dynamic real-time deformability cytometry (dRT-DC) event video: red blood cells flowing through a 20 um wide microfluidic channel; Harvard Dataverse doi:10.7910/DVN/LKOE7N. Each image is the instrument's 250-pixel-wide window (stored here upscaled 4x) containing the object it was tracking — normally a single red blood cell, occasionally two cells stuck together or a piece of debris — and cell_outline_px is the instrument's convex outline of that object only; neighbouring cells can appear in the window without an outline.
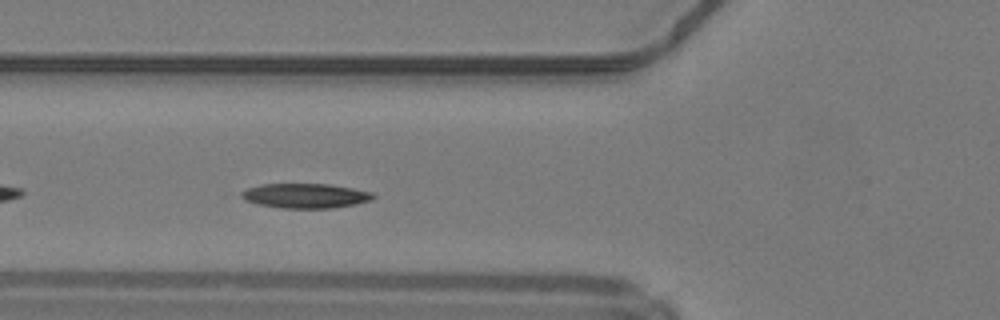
{"species": "common noctule bat (a hibernating species)", "species_latin": "Nyctalus noctula", "temperature_condition": "warm", "stored_images_in_passage": 29, "camera_frame_rate_fps": 3000, "um_per_image_px": 0.085, "animal": {"sex": "male", "body_mass_g": 19.2, "forearm_length_mm": 51.8}, "frame": {"image": 1, "passage_image": 5, "time_ms": 1.333, "image_size_px": [1000, 320], "cell_outline_px": [[376, 196], [372, 200], [356, 204], [332, 208], [284, 208], [260, 204], [244, 200], [240, 196], [240, 192], [248, 188], [260, 184], [328, 184], [352, 188], [372, 192]], "centroid_in_image_um": [25.97, 16.64], "position_along_channel_um": 99.8, "area_um2": 18.9}, "authors_computed_cell_mechanics": {"area_um2": 18.5538, "velocity_mm_per_s": 4.1776, "shape_relaxation_time_tau1_ms": 3.1541, "shape_relaxation_time_tau2_ms": null, "deformation_change_tau1": 0.1062, "deformation_change_tau2": null}}